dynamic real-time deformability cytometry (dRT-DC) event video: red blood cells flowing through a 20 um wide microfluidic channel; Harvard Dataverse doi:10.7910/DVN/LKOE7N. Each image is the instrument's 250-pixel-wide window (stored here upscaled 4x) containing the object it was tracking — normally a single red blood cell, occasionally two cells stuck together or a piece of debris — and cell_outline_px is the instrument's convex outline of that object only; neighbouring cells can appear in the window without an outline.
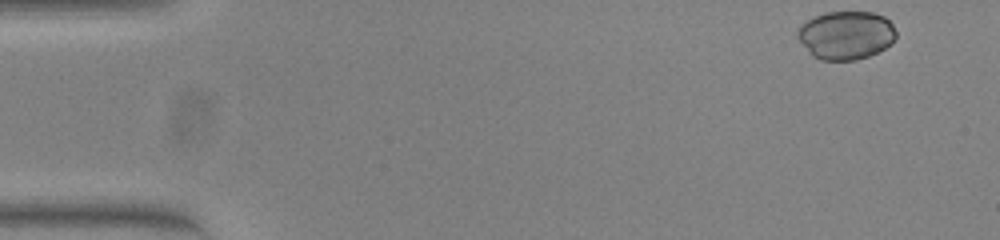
{"species": "common noctule bat (a hibernating species)", "species_latin": "Nyctalus noctula", "temperature_condition": "warm", "stored_images_in_passage": 51, "camera_frame_rate_fps": 3000, "um_per_image_px": 0.085, "animal": {"sex": "female", "body_mass_g": 23.0, "forearm_length_mm": 53.4}, "frame": {"image": 1, "passage_image": 1, "time_ms": 0.0, "image_size_px": [1000, 240], "cell_outline_px": [[896, 36], [892, 44], [868, 56], [856, 60], [820, 60], [812, 56], [808, 52], [796, 36], [796, 32], [800, 24], [812, 16], [824, 12], [872, 12], [884, 16], [892, 24], [896, 32]], "centroid_in_image_um": [71.87, 2.98], "position_along_channel_um": 13.1, "area_um2": 28.09}}
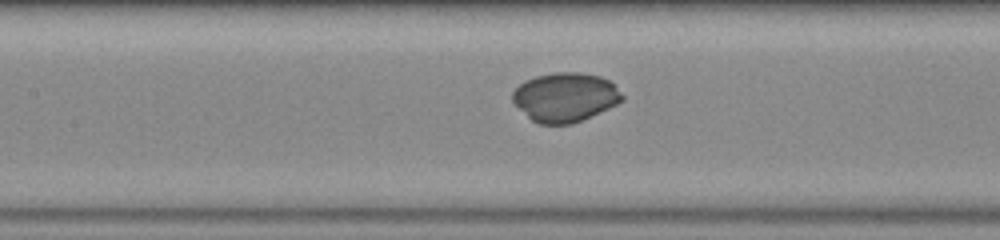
{"frame": {"image": 2, "passage_image": 22, "time_ms": 7.0, "image_size_px": [1000, 240], "cell_outline_px": [[624, 100], [608, 108], [572, 124], [540, 124], [532, 120], [512, 100], [512, 92], [524, 80], [536, 76], [552, 72], [580, 72], [600, 76], [608, 80], [624, 96]], "centroid_in_image_um": [48.03, 8.24], "position_along_channel_um": 159.4, "area_um2": 31.1}}
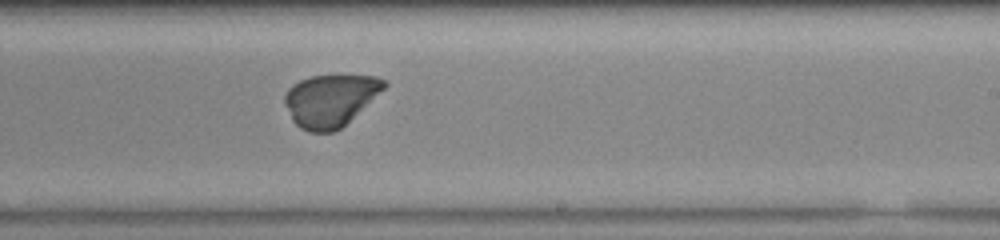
{"frame": {"image": 3, "passage_image": 30, "time_ms": 9.667, "image_size_px": [1000, 240], "cell_outline_px": [[388, 84], [384, 88], [340, 128], [332, 132], [308, 132], [300, 128], [292, 120], [284, 100], [284, 96], [288, 88], [292, 84], [300, 80], [312, 76], [376, 76], [388, 80]], "centroid_in_image_um": [28.05, 8.52], "position_along_channel_um": 261.0, "area_um2": 29.71}}